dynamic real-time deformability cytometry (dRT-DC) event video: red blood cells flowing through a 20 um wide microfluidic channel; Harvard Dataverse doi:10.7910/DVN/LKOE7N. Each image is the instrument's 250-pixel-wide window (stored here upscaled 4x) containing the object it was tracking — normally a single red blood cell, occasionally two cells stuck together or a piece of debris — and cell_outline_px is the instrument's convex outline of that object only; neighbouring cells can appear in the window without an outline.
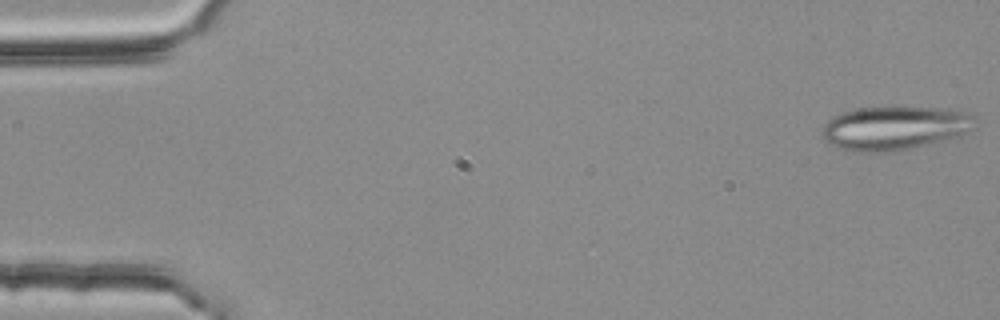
{"species": "common noctule bat (a hibernating species)", "species_latin": "Nyctalus noctula", "temperature_condition": "room temperature", "stored_images_in_passage": 46, "segment_of_instrument_passage": [1, 2], "camera_frame_rate_fps": 3000, "um_per_image_px": 0.085, "animal": {"sex": "female", "body_mass_g": 25.1}, "frame": {"image": 1, "passage_image": 1, "time_ms": 0.0, "image_size_px": [1000, 320], "cell_outline_px": [[976, 128], [960, 140], [884, 152], [852, 152], [836, 148], [824, 140], [820, 136], [820, 132], [824, 124], [832, 116], [844, 112], [860, 108], [948, 108], [964, 112], [972, 116]], "centroid_in_image_um": [76.1, 10.92], "position_along_channel_um": 8.9, "area_um2": 39.88}}